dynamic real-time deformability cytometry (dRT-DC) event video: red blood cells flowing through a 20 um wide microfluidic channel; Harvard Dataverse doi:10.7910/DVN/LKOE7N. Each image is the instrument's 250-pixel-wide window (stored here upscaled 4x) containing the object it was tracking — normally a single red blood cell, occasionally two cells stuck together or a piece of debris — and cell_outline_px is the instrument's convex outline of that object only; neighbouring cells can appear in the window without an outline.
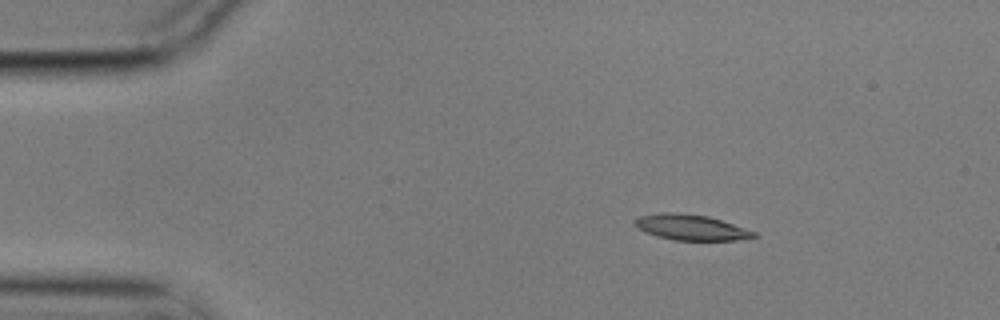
{"species": "common noctule bat (a hibernating species)", "species_latin": "Nyctalus noctula", "temperature_condition": "cold", "stored_images_in_passage": 4, "camera_frame_rate_fps": 3000, "um_per_image_px": 0.085, "animal": {"sex": "male", "body_mass_g": 17.9}, "frame": {"image": 1, "passage_image": 2, "time_ms": 0.333, "image_size_px": [1000, 320], "cell_outline_px": [[760, 236], [736, 240], [676, 240], [656, 236], [644, 232], [636, 228], [632, 224], [632, 220], [640, 216], [660, 212], [676, 212], [708, 216], [756, 232]], "centroid_in_image_um": [58.66, 19.32], "position_along_channel_um": 26.3, "area_um2": 17.86}}